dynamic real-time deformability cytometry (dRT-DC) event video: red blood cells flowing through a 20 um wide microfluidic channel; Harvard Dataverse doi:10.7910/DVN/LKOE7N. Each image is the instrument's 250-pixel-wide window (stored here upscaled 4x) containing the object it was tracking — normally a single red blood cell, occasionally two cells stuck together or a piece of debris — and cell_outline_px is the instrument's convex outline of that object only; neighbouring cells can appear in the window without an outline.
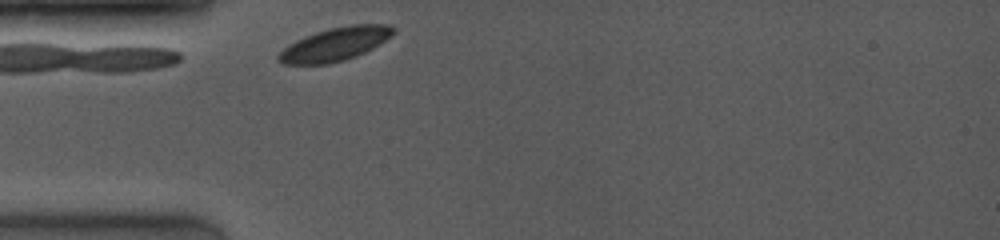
{"species": "common noctule bat (a hibernating species)", "species_latin": "Nyctalus noctula", "temperature_condition": "room temperature", "stored_images_in_passage": 10, "camera_frame_rate_fps": 4000, "um_per_image_px": 0.085, "animal": {"sex": "female", "body_mass_g": 19.0, "forearm_length_mm": 53.3}, "frame": {"image": 1, "passage_image": 1, "time_ms": 0.0, "image_size_px": [1000, 240], "cell_outline_px": [[396, 32], [392, 36], [372, 48], [356, 56], [344, 60], [328, 64], [280, 64], [276, 60], [276, 56], [288, 44], [304, 36], [316, 32], [332, 28], [352, 24], [388, 24], [396, 28]], "centroid_in_image_um": [28.48, 3.76], "position_along_channel_um": 56.5, "area_um2": 22.37}}
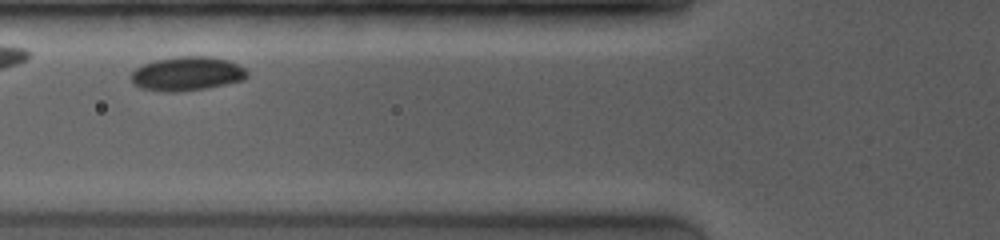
{"frame": {"image": 2, "passage_image": 6, "time_ms": 1.5, "image_size_px": [1000, 240], "cell_outline_px": [[248, 76], [244, 80], [204, 88], [176, 92], [164, 92], [140, 88], [132, 84], [132, 72], [136, 68], [144, 64], [156, 60], [176, 56], [212, 56], [228, 60], [244, 68], [248, 72]], "centroid_in_image_um": [15.89, 6.26], "position_along_channel_um": 109.9, "area_um2": 23.0}}